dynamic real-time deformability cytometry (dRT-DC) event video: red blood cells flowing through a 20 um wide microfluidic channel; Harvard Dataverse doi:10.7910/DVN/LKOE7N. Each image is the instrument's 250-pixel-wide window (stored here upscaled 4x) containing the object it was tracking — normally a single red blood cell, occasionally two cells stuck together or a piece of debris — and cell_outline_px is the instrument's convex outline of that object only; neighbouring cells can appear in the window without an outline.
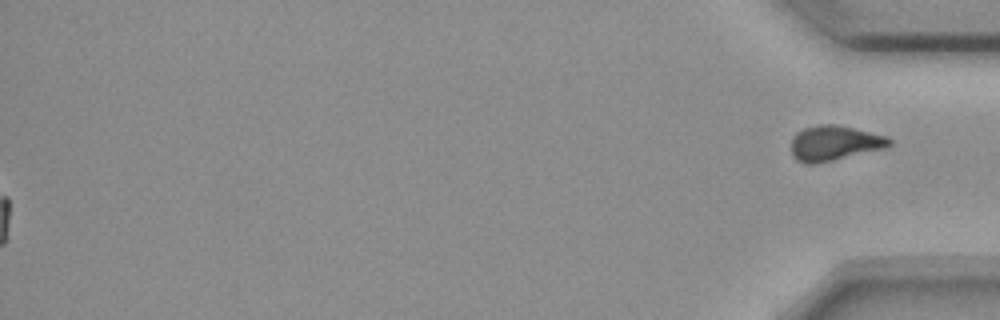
{"species": "common noctule bat (a hibernating species)", "species_latin": "Nyctalus noctula", "temperature_condition": "room temperature", "stored_images_in_passage": 56, "segment_of_instrument_passage": [2, 2], "camera_frame_rate_fps": 3000, "um_per_image_px": 0.085, "animal": {"sex": "female", "body_mass_g": 18.4}, "frame": {"image": 1, "passage_image": 56, "time_ms": 18.333, "image_size_px": [1000, 320], "cell_outline_px": [[892, 144], [888, 148], [816, 164], [804, 164], [796, 160], [792, 156], [792, 136], [796, 132], [804, 128], [820, 124], [832, 124], [852, 128], [888, 136], [892, 140]], "centroid_in_image_um": [70.93, 12.18], "position_along_channel_um": 364.3, "area_um2": 20.29}}